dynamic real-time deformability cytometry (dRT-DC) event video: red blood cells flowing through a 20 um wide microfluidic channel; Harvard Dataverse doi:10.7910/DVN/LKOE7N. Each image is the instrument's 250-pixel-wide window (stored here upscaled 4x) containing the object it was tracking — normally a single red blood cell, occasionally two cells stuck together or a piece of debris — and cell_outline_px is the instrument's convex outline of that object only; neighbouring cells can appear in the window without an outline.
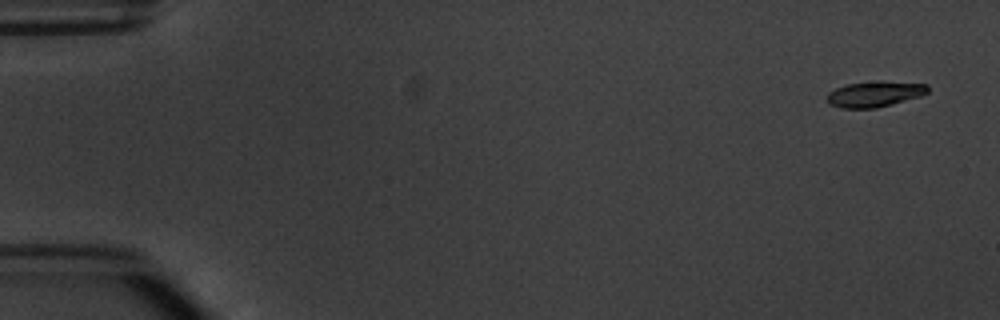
{"species": "common noctule bat (a hibernating species)", "species_latin": "Nyctalus noctula", "temperature_condition": "warm", "stored_images_in_passage": 5, "camera_frame_rate_fps": 3000, "um_per_image_px": 0.085, "animal": {"sex": "male", "body_mass_g": 20.1, "forearm_length_mm": 53.5}, "frame": {"image": 1, "passage_image": 1, "time_ms": 0.0, "image_size_px": [1000, 320], "cell_outline_px": [[928, 92], [920, 96], [892, 104], [876, 108], [844, 108], [832, 104], [828, 100], [828, 92], [836, 88], [848, 84], [880, 80], [928, 84]], "centroid_in_image_um": [74.39, 7.97], "position_along_channel_um": 10.6, "area_um2": 14.97}}
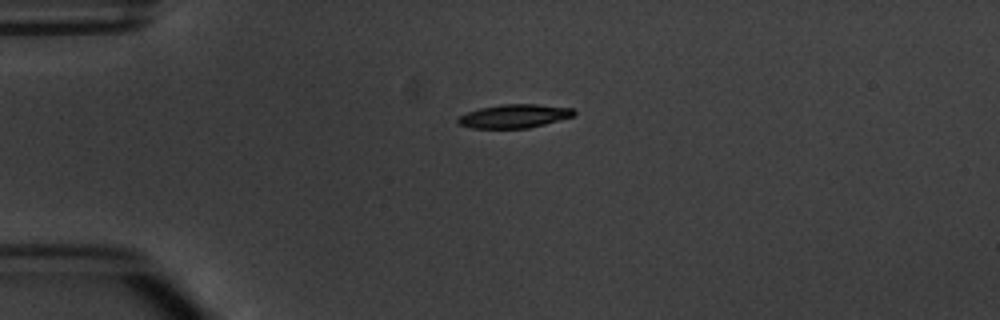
{"frame": {"image": 2, "passage_image": 4, "time_ms": 3.667, "image_size_px": [1000, 320], "cell_outline_px": [[576, 116], [528, 128], [472, 128], [460, 124], [456, 120], [460, 116], [468, 112], [480, 108], [504, 104], [536, 104], [572, 108], [576, 112]], "centroid_in_image_um": [43.75, 9.87], "position_along_channel_um": 41.2, "area_um2": 15.84}}